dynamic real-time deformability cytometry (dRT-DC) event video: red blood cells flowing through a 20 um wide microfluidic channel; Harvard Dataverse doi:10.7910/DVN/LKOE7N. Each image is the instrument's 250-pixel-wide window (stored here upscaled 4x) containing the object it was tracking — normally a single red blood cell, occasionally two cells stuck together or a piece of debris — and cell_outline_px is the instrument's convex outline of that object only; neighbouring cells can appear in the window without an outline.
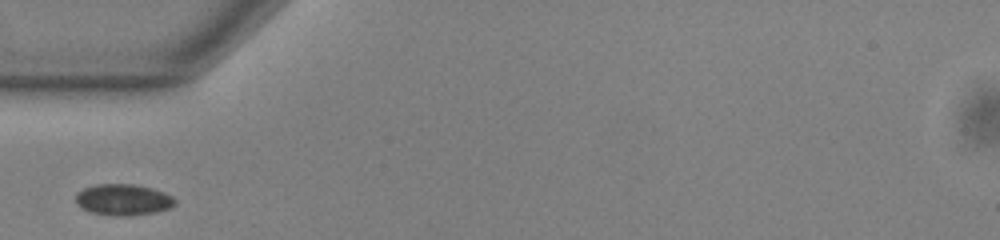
{"species": "common noctule bat (a hibernating species)", "species_latin": "Nyctalus noctula", "temperature_condition": "warm", "stored_images_in_passage": 29, "camera_frame_rate_fps": 3000, "um_per_image_px": 0.085, "animal": {"sex": "male", "body_mass_g": 13.0, "forearm_length_mm": 53.1}, "frame": {"image": 1, "passage_image": 1, "time_ms": 0.0, "image_size_px": [1000, 240], "cell_outline_px": [[176, 204], [172, 208], [156, 212], [124, 216], [92, 212], [80, 208], [76, 204], [76, 192], [84, 188], [96, 184], [132, 184], [152, 188], [164, 192], [172, 196], [176, 200]], "centroid_in_image_um": [10.49, 16.96], "position_along_channel_um": 74.5, "area_um2": 18.09}}
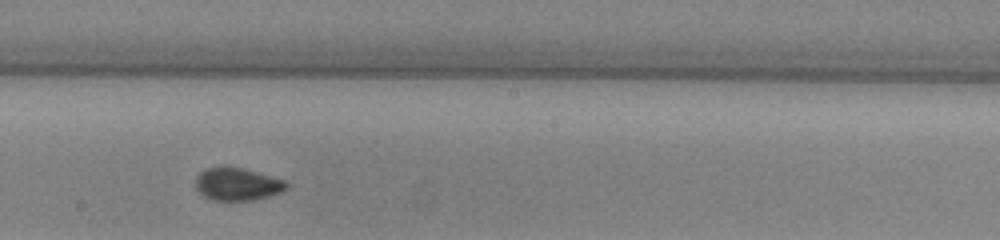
{"frame": {"image": 2, "passage_image": 13, "time_ms": 4.0, "image_size_px": [1000, 240], "cell_outline_px": [[288, 188], [280, 192], [268, 196], [252, 200], [212, 200], [204, 196], [196, 188], [196, 176], [204, 168], [224, 164], [244, 168], [288, 180]], "centroid_in_image_um": [20.18, 15.6], "position_along_channel_um": 228.0, "area_um2": 17.8}}
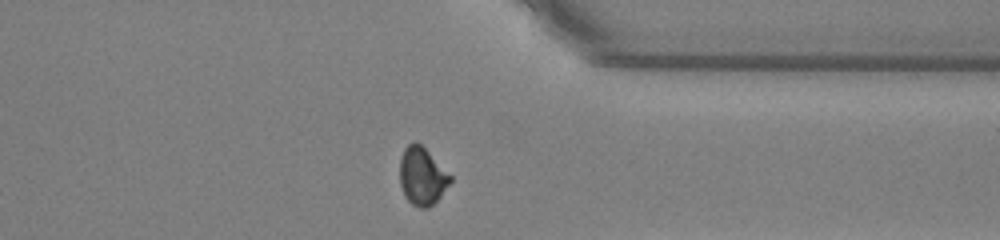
{"frame": {"image": 3, "passage_image": 25, "time_ms": 8.0, "image_size_px": [1000, 240], "cell_outline_px": [[452, 180], [440, 196], [428, 208], [420, 208], [412, 204], [404, 196], [400, 184], [400, 160], [404, 148], [412, 140], [416, 140], [452, 176]], "centroid_in_image_um": [35.86, 14.96], "position_along_channel_um": 375.5, "area_um2": 16.88}}